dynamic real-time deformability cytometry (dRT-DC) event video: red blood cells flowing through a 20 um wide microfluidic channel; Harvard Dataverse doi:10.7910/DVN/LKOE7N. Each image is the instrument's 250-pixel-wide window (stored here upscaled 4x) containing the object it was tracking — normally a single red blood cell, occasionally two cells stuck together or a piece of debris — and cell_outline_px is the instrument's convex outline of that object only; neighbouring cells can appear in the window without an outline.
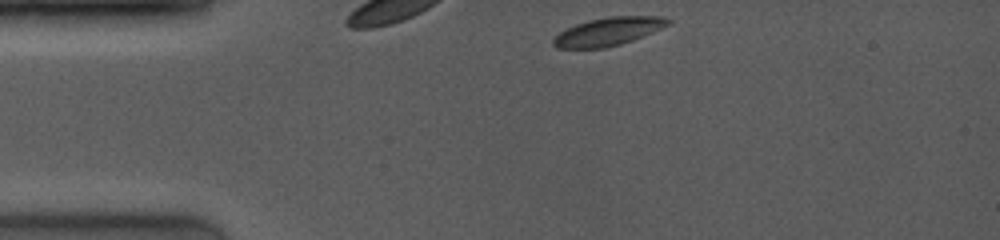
{"species": "common noctule bat (a hibernating species)", "species_latin": "Nyctalus noctula", "temperature_condition": "room temperature", "stored_images_in_passage": 4, "camera_frame_rate_fps": 4000, "um_per_image_px": 0.085, "animal": {"sex": "female", "body_mass_g": 19.0, "forearm_length_mm": 53.3}, "frame": {"image": 1, "passage_image": 1, "time_ms": 0.0, "image_size_px": [1000, 240], "cell_outline_px": [[672, 20], [668, 24], [652, 32], [632, 40], [620, 44], [604, 48], [556, 48], [552, 44], [552, 40], [560, 32], [576, 24], [588, 20], [608, 16], [664, 16]], "centroid_in_image_um": [51.69, 2.67], "position_along_channel_um": 33.3, "area_um2": 18.67}}